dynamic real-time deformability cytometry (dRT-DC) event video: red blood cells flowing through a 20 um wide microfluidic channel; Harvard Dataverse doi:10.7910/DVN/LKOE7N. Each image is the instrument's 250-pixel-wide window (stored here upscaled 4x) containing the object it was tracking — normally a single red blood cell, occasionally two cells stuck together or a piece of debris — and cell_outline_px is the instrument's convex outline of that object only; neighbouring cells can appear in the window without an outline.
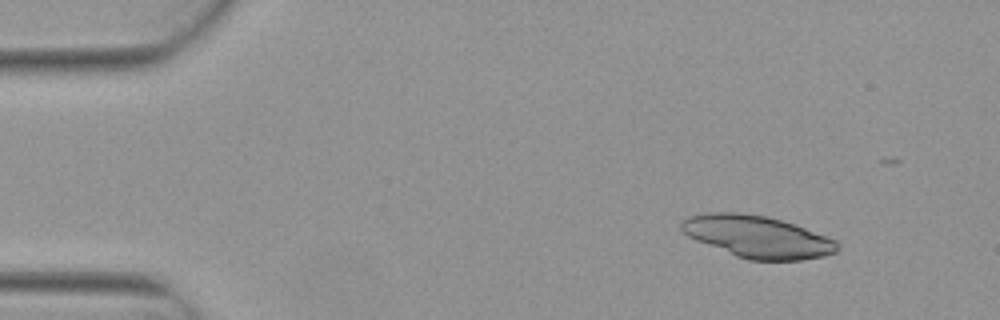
{"species": "Egyptian fruit bat (a non-hibernating species)", "species_latin": "Rousettus aegyptiacus", "temperature_condition": "warm", "stored_images_in_passage": 4, "camera_frame_rate_fps": 3000, "um_per_image_px": 0.085, "animal": {"sex": "female"}, "frame": {"image": 1, "passage_image": 1, "time_ms": 0.0, "image_size_px": [1000, 320], "cell_outline_px": [[840, 244], [836, 252], [824, 256], [800, 260], [748, 260], [736, 256], [696, 240], [688, 236], [680, 228], [680, 220], [688, 216], [708, 212], [740, 212], [764, 216], [796, 224], [836, 240]], "centroid_in_image_um": [64.37, 20.11], "position_along_channel_um": 20.6, "area_um2": 38.26}}